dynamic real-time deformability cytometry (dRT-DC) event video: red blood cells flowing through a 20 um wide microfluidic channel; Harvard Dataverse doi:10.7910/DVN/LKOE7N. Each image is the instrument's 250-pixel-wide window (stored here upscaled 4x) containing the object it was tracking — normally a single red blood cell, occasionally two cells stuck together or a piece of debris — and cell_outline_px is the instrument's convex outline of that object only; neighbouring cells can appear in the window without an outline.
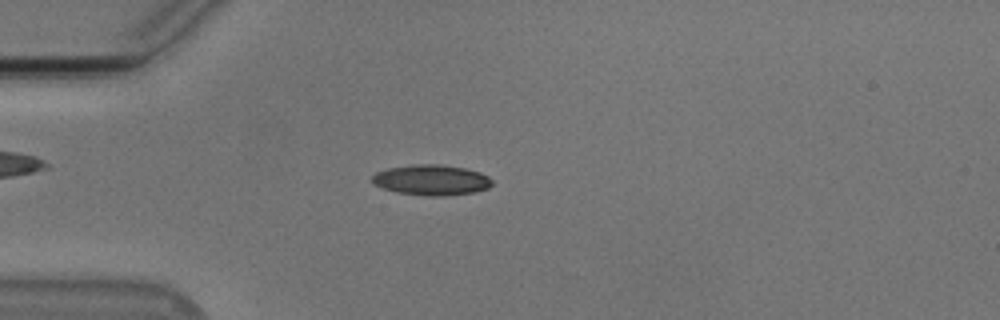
{"species": "Egyptian fruit bat (a non-hibernating species)", "species_latin": "Rousettus aegyptiacus", "temperature_condition": "cold", "stored_images_in_passage": 54, "camera_frame_rate_fps": 3000, "um_per_image_px": 0.085, "animal": {"sex": "male"}, "frame": {"image": 1, "passage_image": 15, "time_ms": 4.667, "image_size_px": [1000, 320], "cell_outline_px": [[492, 184], [488, 188], [476, 192], [444, 196], [424, 196], [396, 192], [372, 184], [372, 176], [376, 172], [388, 168], [412, 164], [444, 164], [464, 168], [480, 172], [488, 176], [492, 180]], "centroid_in_image_um": [36.67, 15.3], "position_along_channel_um": 48.3, "area_um2": 21.56}}
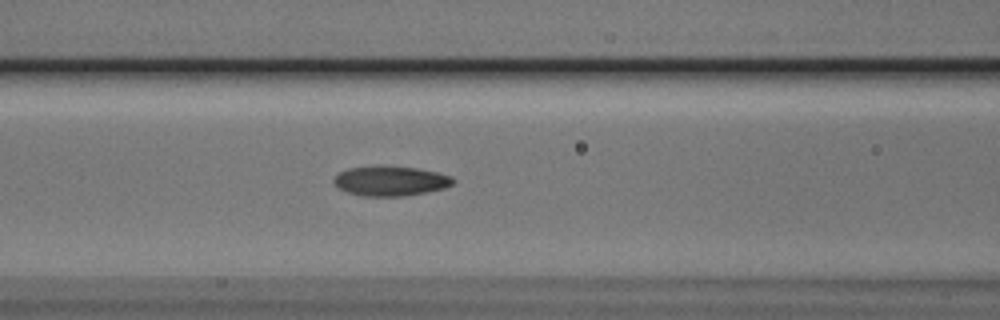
{"frame": {"image": 2, "passage_image": 23, "time_ms": 7.333, "image_size_px": [1000, 320], "cell_outline_px": [[456, 180], [452, 184], [444, 188], [428, 192], [404, 196], [360, 196], [348, 192], [340, 188], [332, 180], [340, 172], [348, 168], [380, 164], [384, 164], [416, 168], [436, 172], [452, 176]], "centroid_in_image_um": [33.2, 15.36], "position_along_channel_um": 133.4, "area_um2": 21.04}}
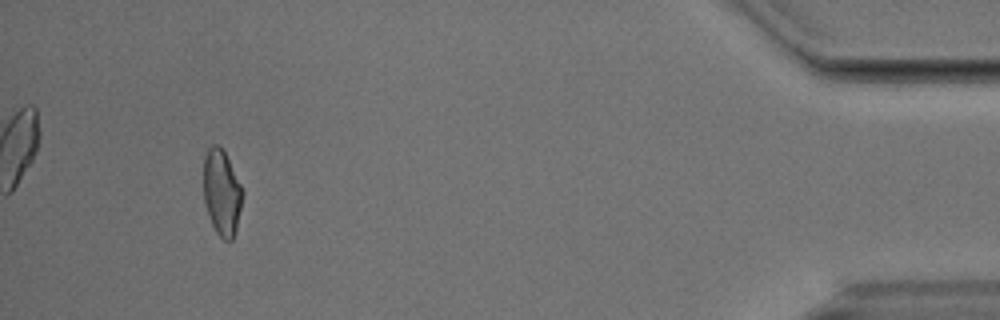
{"frame": {"image": 3, "passage_image": 51, "time_ms": 16.667, "image_size_px": [1000, 320], "cell_outline_px": [[244, 192], [236, 228], [232, 240], [224, 240], [216, 232], [208, 216], [204, 204], [204, 156], [208, 148], [212, 144], [220, 144]], "centroid_in_image_um": [18.83, 16.36], "position_along_channel_um": 416.4, "area_um2": 19.36}, "authors_computed_cell_mechanics": {"area_um2": 19.9988, "velocity_mm_per_s": 3.7753, "shape_relaxation_time_tau1_ms": 4.7478, "shape_relaxation_time_tau2_ms": 2.0454, "deformation_change_tau1": 0.1439, "deformation_change_tau2": 0.0787}}